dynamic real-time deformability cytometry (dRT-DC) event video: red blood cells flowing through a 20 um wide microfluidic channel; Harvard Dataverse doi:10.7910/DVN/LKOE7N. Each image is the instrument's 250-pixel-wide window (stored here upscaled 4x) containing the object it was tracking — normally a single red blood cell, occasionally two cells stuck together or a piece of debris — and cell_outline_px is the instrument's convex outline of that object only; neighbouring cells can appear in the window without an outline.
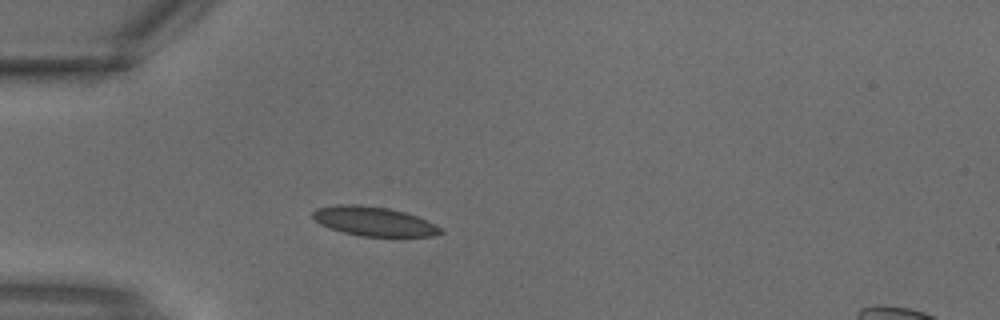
{"species": "common noctule bat (a hibernating species)", "species_latin": "Nyctalus noctula", "temperature_condition": "warm", "stored_images_in_passage": 1, "camera_frame_rate_fps": 3000, "um_per_image_px": 0.085, "animal": {"sex": "male", "body_mass_g": 18.8}, "frame": {"image": 1, "passage_image": 1, "time_ms": 0.0, "image_size_px": [1000, 320], "cell_outline_px": [[444, 232], [432, 236], [360, 236], [344, 232], [320, 224], [312, 216], [312, 212], [316, 208], [336, 204], [360, 204], [388, 208], [404, 212], [416, 216], [440, 228]], "centroid_in_image_um": [31.72, 18.8], "position_along_channel_um": 53.3, "area_um2": 21.5}}